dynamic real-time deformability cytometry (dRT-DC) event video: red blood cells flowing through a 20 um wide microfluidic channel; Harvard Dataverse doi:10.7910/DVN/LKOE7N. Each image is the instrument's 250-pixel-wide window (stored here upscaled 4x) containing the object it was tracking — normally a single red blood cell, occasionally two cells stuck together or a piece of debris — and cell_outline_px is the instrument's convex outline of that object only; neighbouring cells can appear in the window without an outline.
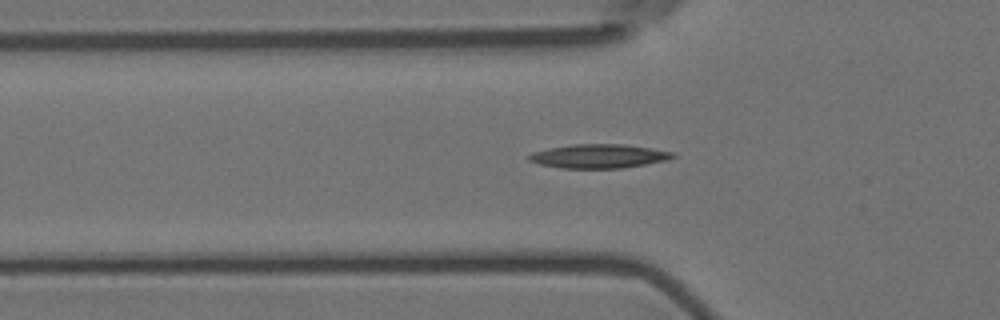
{"species": "Egyptian fruit bat (a non-hibernating species)", "species_latin": "Rousettus aegyptiacus", "temperature_condition": "room temperature", "stored_images_in_passage": 55, "camera_frame_rate_fps": 3000, "um_per_image_px": 0.085, "animal": {"sex": "female"}, "frame": {"image": 1, "passage_image": 17, "time_ms": 5.333, "image_size_px": [1000, 320], "cell_outline_px": [[676, 156], [668, 160], [620, 168], [560, 168], [536, 164], [528, 160], [528, 156], [532, 152], [548, 148], [572, 144], [624, 144], [676, 152]], "centroid_in_image_um": [50.87, 13.27], "position_along_channel_um": 74.9, "area_um2": 20.17}}
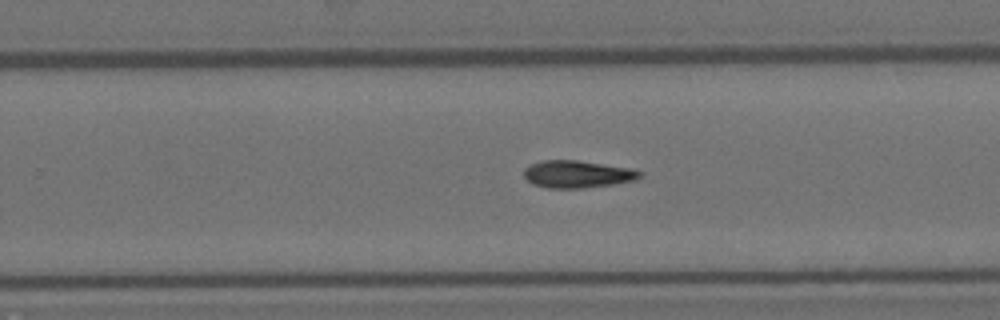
{"frame": {"image": 2, "passage_image": 34, "time_ms": 11.0, "image_size_px": [1000, 320], "cell_outline_px": [[644, 176], [636, 180], [612, 184], [584, 188], [548, 188], [532, 184], [524, 176], [524, 168], [528, 164], [544, 160], [576, 160], [636, 168], [644, 172]], "centroid_in_image_um": [49.13, 14.79], "position_along_channel_um": 280.7, "area_um2": 18.84}}
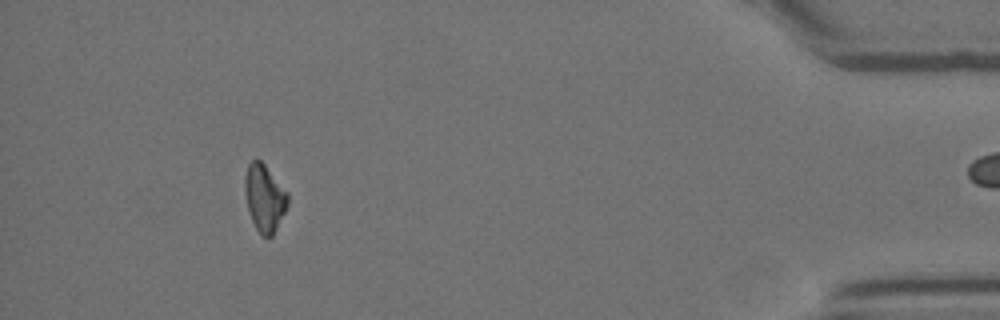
{"frame": {"image": 3, "passage_image": 50, "time_ms": 16.333, "image_size_px": [1000, 320], "cell_outline_px": [[288, 204], [272, 236], [260, 236], [252, 220], [248, 208], [244, 192], [244, 176], [248, 164], [252, 160], [260, 160], [264, 164], [288, 192]], "centroid_in_image_um": [22.47, 16.81], "position_along_channel_um": 412.7, "area_um2": 16.65}, "authors_computed_cell_mechanics": {"area_um2": 18.2648, "velocity_mm_per_s": 3.6227, "shape_relaxation_time_tau1_ms": 9.7359, "shape_relaxation_time_tau2_ms": null, "deformation_change_tau1": 0.222, "deformation_change_tau2": null}}